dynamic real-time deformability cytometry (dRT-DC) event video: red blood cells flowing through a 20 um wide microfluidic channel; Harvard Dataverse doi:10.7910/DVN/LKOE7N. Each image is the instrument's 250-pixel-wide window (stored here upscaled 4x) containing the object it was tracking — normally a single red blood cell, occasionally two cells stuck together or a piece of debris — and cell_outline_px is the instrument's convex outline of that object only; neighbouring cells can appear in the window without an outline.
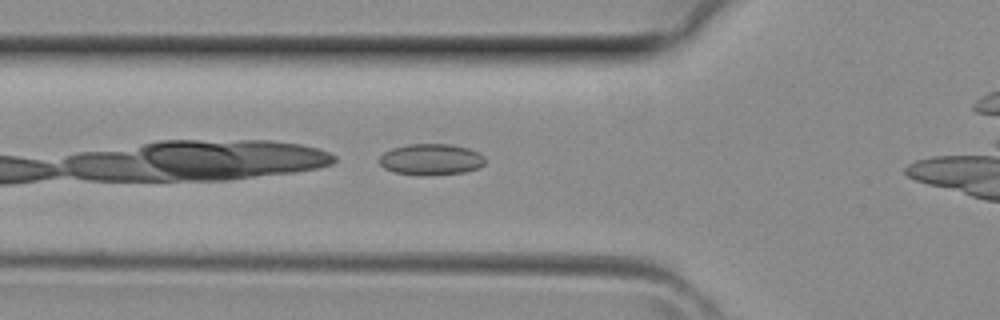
{"species": "common noctule bat (a hibernating species)", "species_latin": "Nyctalus noctula", "temperature_condition": "room temperature", "stored_images_in_passage": 3, "camera_frame_rate_fps": 3000, "um_per_image_px": 0.085, "animal": {"sex": "female", "body_mass_g": 29.2, "forearm_length_mm": 56.3}, "frame": {"image": 1, "passage_image": 2, "time_ms": 0.333, "image_size_px": [1000, 320], "cell_outline_px": [[484, 164], [480, 168], [464, 172], [424, 176], [416, 176], [392, 172], [384, 168], [380, 164], [380, 156], [384, 152], [392, 148], [408, 144], [448, 144], [468, 148], [480, 152], [484, 156]], "centroid_in_image_um": [36.63, 13.56], "position_along_channel_um": 89.2, "area_um2": 19.54}}